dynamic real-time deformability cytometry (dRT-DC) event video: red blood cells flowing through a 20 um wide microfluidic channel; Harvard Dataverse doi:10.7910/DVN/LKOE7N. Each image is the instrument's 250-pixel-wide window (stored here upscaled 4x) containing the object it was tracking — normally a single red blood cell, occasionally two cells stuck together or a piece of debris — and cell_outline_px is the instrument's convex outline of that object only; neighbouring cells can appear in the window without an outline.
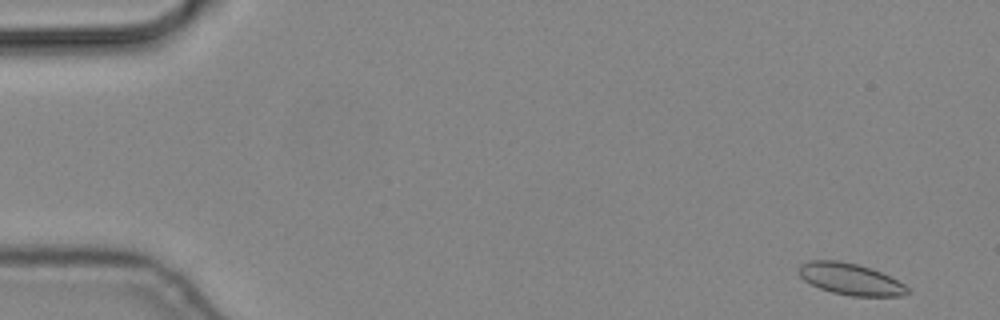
{"species": "common noctule bat (a hibernating species)", "species_latin": "Nyctalus noctula", "temperature_condition": "cold", "stored_images_in_passage": 5, "camera_frame_rate_fps": 3000, "um_per_image_px": 0.085, "animal": {"sex": "male", "body_mass_g": 19.2, "forearm_length_mm": 51.8}, "frame": {"image": 1, "passage_image": 1, "time_ms": 0.0, "image_size_px": [1000, 320], "cell_outline_px": [[912, 292], [900, 296], [852, 296], [832, 292], [820, 288], [804, 280], [800, 276], [800, 264], [808, 260], [840, 260], [872, 268], [904, 284]], "centroid_in_image_um": [72.29, 23.72], "position_along_channel_um": 12.7, "area_um2": 19.88}}
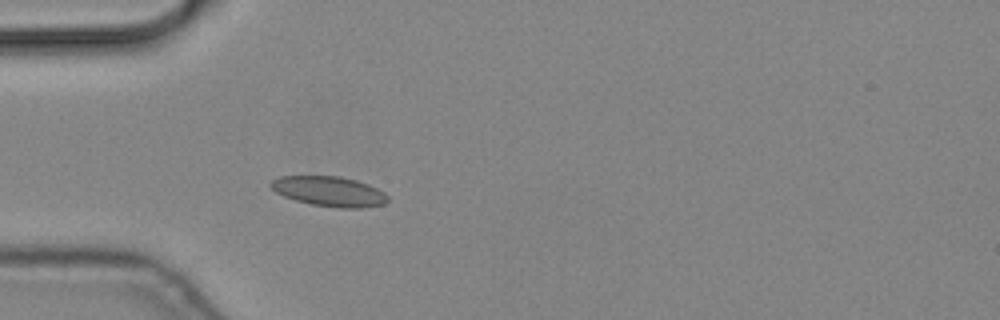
{"frame": {"image": 2, "passage_image": 5, "time_ms": 1.333, "image_size_px": [1000, 320], "cell_outline_px": [[388, 200], [384, 204], [364, 208], [340, 208], [312, 204], [296, 200], [284, 196], [276, 192], [268, 184], [272, 180], [280, 176], [340, 176], [356, 180], [368, 184], [384, 192], [388, 196]], "centroid_in_image_um": [28.0, 16.26], "position_along_channel_um": 57.0, "area_um2": 20.4}}